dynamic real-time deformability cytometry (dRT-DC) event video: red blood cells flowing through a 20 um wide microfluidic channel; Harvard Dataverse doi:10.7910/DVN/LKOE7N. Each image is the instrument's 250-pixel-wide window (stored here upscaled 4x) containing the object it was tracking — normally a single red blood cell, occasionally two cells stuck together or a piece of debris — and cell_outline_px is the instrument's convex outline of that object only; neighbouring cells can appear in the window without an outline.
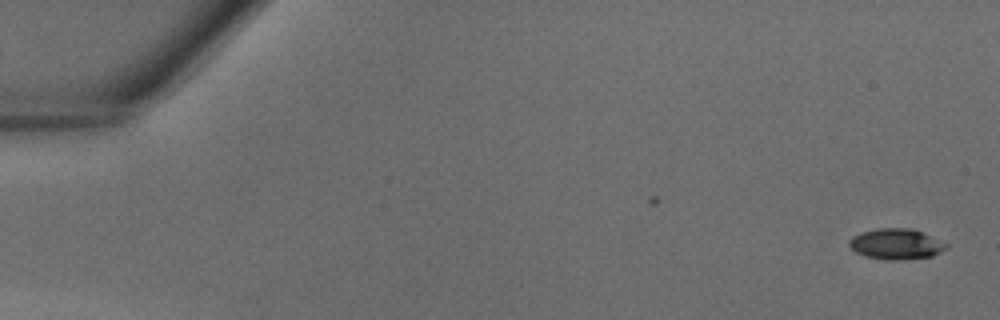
{"species": "common noctule bat (a hibernating species)", "species_latin": "Nyctalus noctula", "temperature_condition": "warm", "stored_images_in_passage": 13, "camera_frame_rate_fps": 3000, "um_per_image_px": 0.085, "animal": {"sex": "male", "body_mass_g": 18.8}, "frame": {"image": 1, "passage_image": 1, "time_ms": 0.0, "image_size_px": [1000, 320], "cell_outline_px": [[948, 248], [932, 256], [904, 260], [888, 260], [864, 256], [856, 252], [848, 244], [848, 240], [852, 236], [860, 232], [876, 228], [912, 228], [924, 232], [948, 244]], "centroid_in_image_um": [76.17, 20.73], "position_along_channel_um": 8.8, "area_um2": 17.63}}
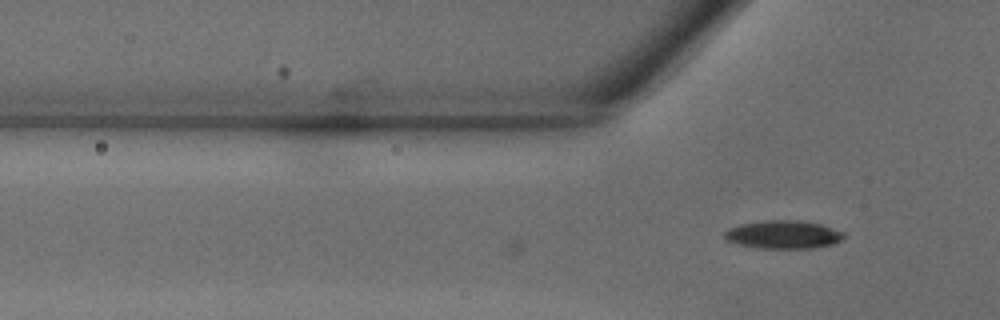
{"frame": {"image": 2, "passage_image": 13, "time_ms": 4.0, "image_size_px": [1000, 320], "cell_outline_px": [[844, 236], [840, 240], [832, 244], [812, 248], [760, 248], [740, 244], [728, 240], [724, 236], [724, 232], [728, 228], [740, 224], [764, 220], [800, 220], [820, 224], [844, 232]], "centroid_in_image_um": [66.57, 19.92], "position_along_channel_um": 59.2, "area_um2": 19.42}}